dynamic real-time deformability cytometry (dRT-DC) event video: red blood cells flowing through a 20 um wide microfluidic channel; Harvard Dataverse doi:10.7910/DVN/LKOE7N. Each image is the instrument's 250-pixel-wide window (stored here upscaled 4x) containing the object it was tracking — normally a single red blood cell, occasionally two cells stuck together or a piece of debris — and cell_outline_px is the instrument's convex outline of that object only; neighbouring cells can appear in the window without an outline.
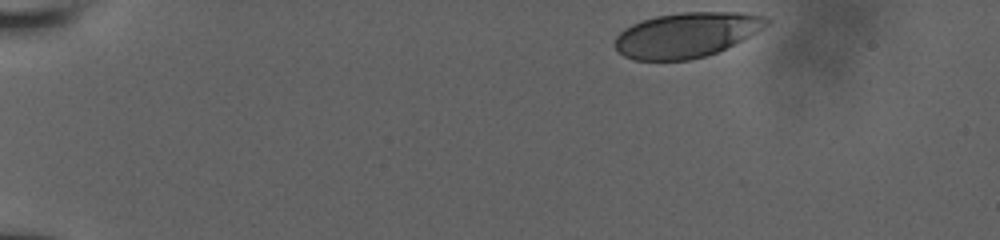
{"species": "human", "species_latin": "Homo sapiens", "temperature_condition": "room temperature", "stored_images_in_passage": 23, "camera_frame_rate_fps": 3000, "um_per_image_px": 0.085, "donor": {"sex": "male"}, "frame": {"image": 1, "passage_image": 1, "time_ms": 0.0, "image_size_px": [1000, 240], "cell_outline_px": [[772, 20], [764, 28], [716, 52], [704, 56], [688, 60], [636, 60], [624, 56], [612, 44], [616, 36], [624, 28], [640, 20], [656, 16], [684, 12], [740, 12], [764, 16]], "centroid_in_image_um": [58.31, 2.95], "position_along_channel_um": 26.7, "area_um2": 39.54}}
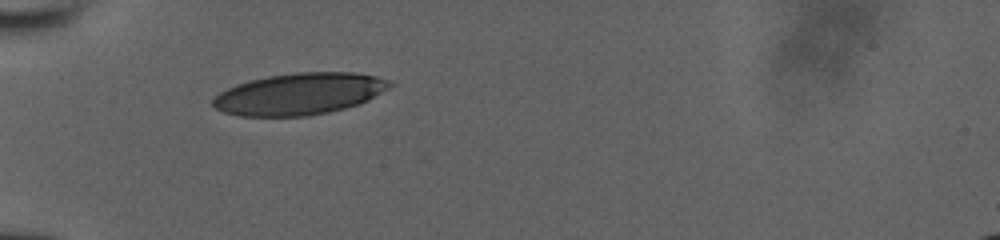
{"frame": {"image": 2, "passage_image": 16, "time_ms": 3.333, "image_size_px": [1000, 240], "cell_outline_px": [[392, 84], [388, 88], [368, 100], [360, 104], [328, 112], [304, 116], [240, 116], [224, 112], [216, 108], [212, 104], [212, 100], [220, 92], [236, 84], [248, 80], [268, 76], [296, 72], [356, 72], [376, 76], [392, 80]], "centroid_in_image_um": [25.46, 7.97], "position_along_channel_um": 59.5, "area_um2": 42.95}}
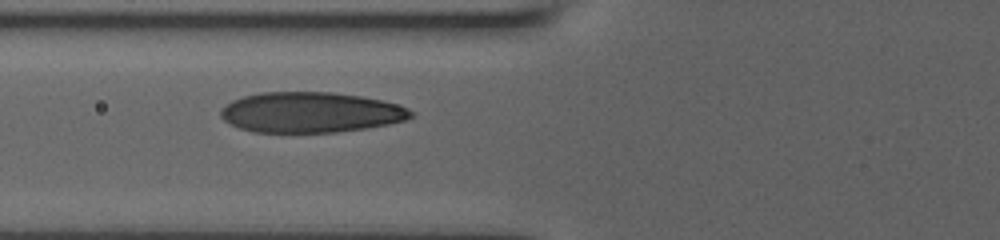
{"frame": {"image": 3, "passage_image": 22, "time_ms": 4.667, "image_size_px": [1000, 240], "cell_outline_px": [[412, 116], [404, 120], [388, 124], [368, 128], [336, 132], [252, 132], [240, 128], [224, 120], [220, 116], [220, 112], [232, 100], [244, 96], [260, 92], [332, 92], [360, 96], [380, 100], [396, 104], [408, 108], [412, 112]], "centroid_in_image_um": [26.39, 9.55], "position_along_channel_um": 99.4, "area_um2": 44.56}}